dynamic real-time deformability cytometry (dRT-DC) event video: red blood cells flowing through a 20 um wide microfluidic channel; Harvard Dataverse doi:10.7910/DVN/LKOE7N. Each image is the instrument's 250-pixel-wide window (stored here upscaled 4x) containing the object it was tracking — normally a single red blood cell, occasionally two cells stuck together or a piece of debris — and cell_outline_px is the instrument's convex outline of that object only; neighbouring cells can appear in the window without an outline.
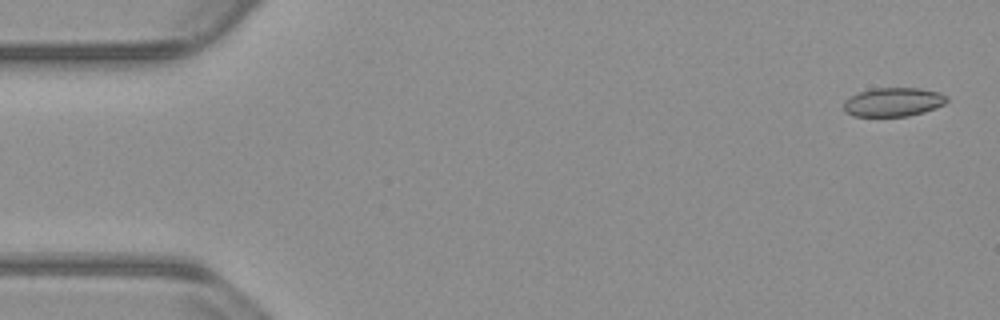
{"species": "common noctule bat (a hibernating species)", "species_latin": "Nyctalus noctula", "temperature_condition": "warm", "stored_images_in_passage": 54, "camera_frame_rate_fps": 3000, "um_per_image_px": 0.085, "animal": {"sex": "male", "body_mass_g": 23.1, "forearm_length_mm": 52.7}, "frame": {"image": 1, "passage_image": 2, "time_ms": 0.333, "image_size_px": [1000, 320], "cell_outline_px": [[948, 100], [944, 104], [924, 112], [908, 116], [852, 116], [844, 112], [844, 100], [860, 92], [872, 88], [920, 88], [940, 92], [948, 96]], "centroid_in_image_um": [75.94, 8.67], "position_along_channel_um": 9.1, "area_um2": 17.4}}
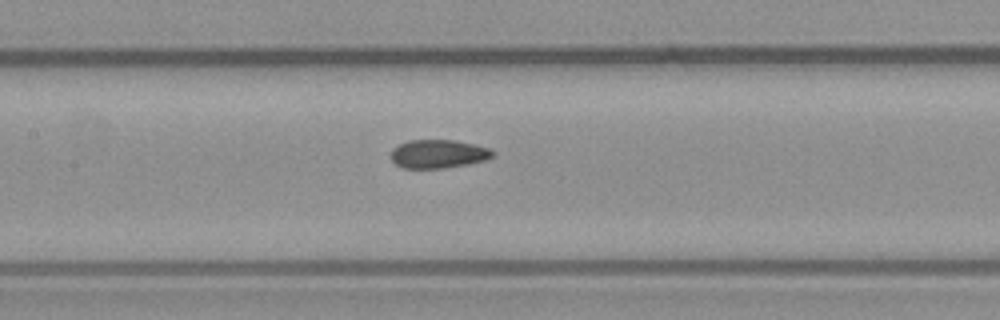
{"frame": {"image": 2, "passage_image": 25, "time_ms": 8.0, "image_size_px": [1000, 320], "cell_outline_px": [[496, 152], [492, 156], [484, 160], [468, 164], [444, 168], [404, 168], [396, 164], [392, 160], [392, 148], [408, 140], [452, 140], [472, 144], [488, 148]], "centroid_in_image_um": [37.24, 13.08], "position_along_channel_um": 170.2, "area_um2": 16.7}}
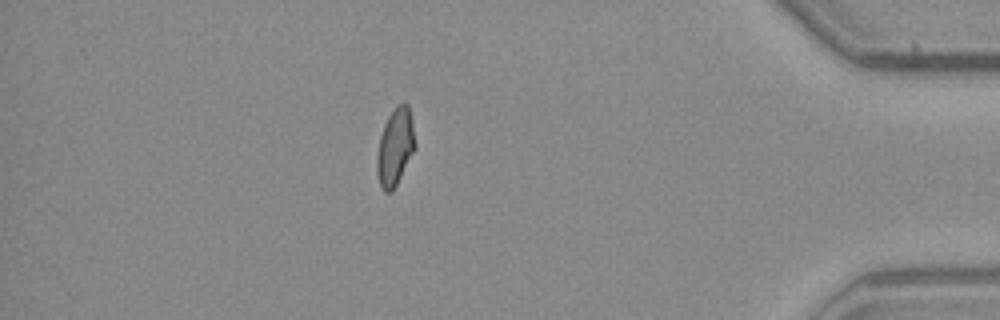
{"frame": {"image": 3, "passage_image": 47, "time_ms": 15.333, "image_size_px": [1000, 320], "cell_outline_px": [[416, 148], [392, 192], [384, 192], [380, 184], [376, 172], [376, 156], [380, 136], [384, 124], [392, 108], [396, 104], [404, 100], [408, 104], [416, 144]], "centroid_in_image_um": [33.58, 12.46], "position_along_channel_um": 401.6, "area_um2": 17.4}, "authors_computed_cell_mechanics": {"area_um2": 17.3978, "velocity_mm_per_s": 3.8127, "shape_relaxation_time_tau1_ms": null, "shape_relaxation_time_tau2_ms": 2.0588, "deformation_change_tau1": null, "deformation_change_tau2": 0.0516}}